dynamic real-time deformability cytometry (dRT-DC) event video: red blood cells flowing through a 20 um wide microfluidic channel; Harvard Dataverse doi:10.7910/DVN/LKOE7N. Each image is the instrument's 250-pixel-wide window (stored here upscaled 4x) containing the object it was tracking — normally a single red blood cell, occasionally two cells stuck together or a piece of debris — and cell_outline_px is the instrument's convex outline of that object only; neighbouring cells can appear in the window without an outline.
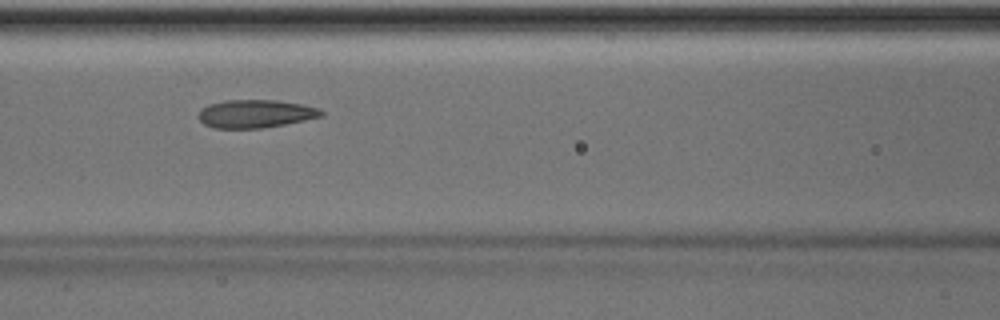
{"species": "Egyptian fruit bat (a non-hibernating species)", "species_latin": "Rousettus aegyptiacus", "temperature_condition": "room temperature", "stored_images_in_passage": 31, "camera_frame_rate_fps": 3000, "um_per_image_px": 0.085, "animal": {"sex": "male"}, "frame": {"image": 1, "passage_image": 10, "time_ms": 3.0, "image_size_px": [1000, 320], "cell_outline_px": [[324, 116], [284, 124], [260, 128], [216, 128], [204, 124], [196, 116], [200, 108], [208, 104], [224, 100], [276, 100], [304, 104], [320, 108], [324, 112]], "centroid_in_image_um": [21.7, 9.65], "position_along_channel_um": 144.9, "area_um2": 20.29}, "authors_computed_cell_mechanics": {"area_um2": 20.2878, "velocity_mm_per_s": 4.0307, "shape_relaxation_time_tau1_ms": 4.1962, "shape_relaxation_time_tau2_ms": 2.3075, "deformation_change_tau1": 0.1447, "deformation_change_tau2": 0.1024}}